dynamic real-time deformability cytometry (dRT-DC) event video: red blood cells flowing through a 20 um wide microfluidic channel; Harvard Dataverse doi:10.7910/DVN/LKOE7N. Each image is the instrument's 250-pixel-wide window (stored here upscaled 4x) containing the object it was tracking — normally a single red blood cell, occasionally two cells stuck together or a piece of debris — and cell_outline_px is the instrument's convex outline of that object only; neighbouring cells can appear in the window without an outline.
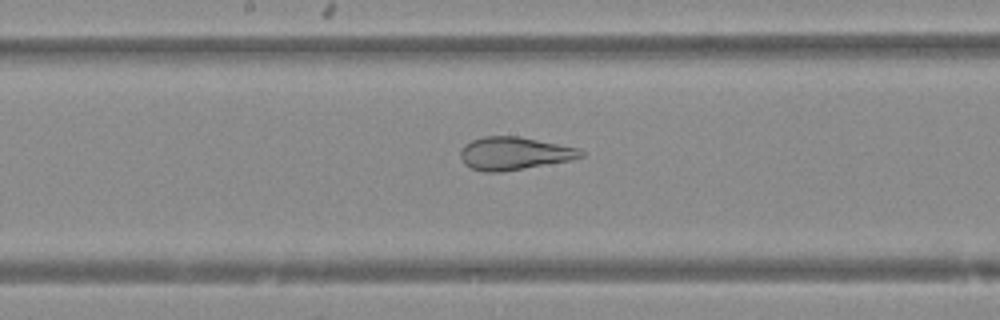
{"species": "Egyptian fruit bat (a non-hibernating species)", "species_latin": "Rousettus aegyptiacus", "temperature_condition": "warm", "stored_images_in_passage": 48, "camera_frame_rate_fps": 3000, "um_per_image_px": 0.085, "animal": {"sex": "female"}, "frame": {"image": 1, "passage_image": 25, "time_ms": 8.0, "image_size_px": [1000, 320], "cell_outline_px": [[584, 156], [572, 160], [500, 172], [484, 172], [472, 168], [464, 164], [460, 156], [460, 152], [464, 144], [472, 140], [484, 136], [520, 136], [580, 148], [584, 152]], "centroid_in_image_um": [43.72, 13.03], "position_along_channel_um": 204.5, "area_um2": 23.18}}
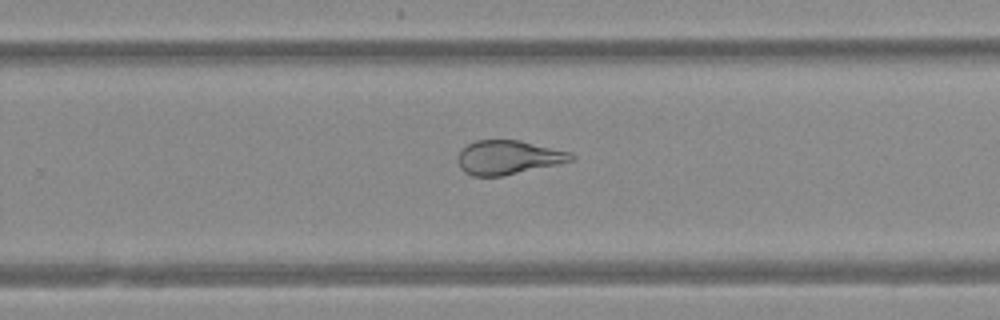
{"frame": {"image": 2, "passage_image": 31, "time_ms": 10.0, "image_size_px": [1000, 320], "cell_outline_px": [[576, 156], [572, 160], [560, 164], [504, 176], [472, 176], [464, 172], [460, 168], [456, 156], [468, 144], [476, 140], [520, 140], [568, 152]], "centroid_in_image_um": [43.17, 13.39], "position_along_channel_um": 286.6, "area_um2": 22.48}}
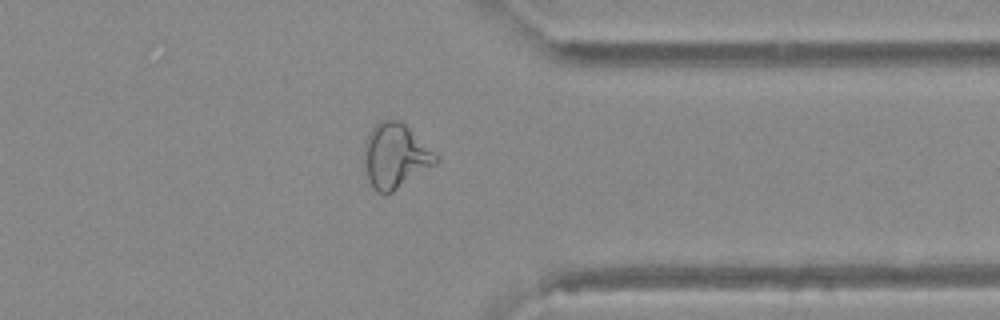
{"frame": {"image": 3, "passage_image": 38, "time_ms": 12.333, "image_size_px": [1000, 320], "cell_outline_px": [[440, 160], [436, 164], [392, 192], [376, 192], [368, 180], [364, 164], [364, 144], [372, 128], [380, 120], [400, 120]], "centroid_in_image_um": [33.56, 13.26], "position_along_channel_um": 377.8, "area_um2": 26.36}}